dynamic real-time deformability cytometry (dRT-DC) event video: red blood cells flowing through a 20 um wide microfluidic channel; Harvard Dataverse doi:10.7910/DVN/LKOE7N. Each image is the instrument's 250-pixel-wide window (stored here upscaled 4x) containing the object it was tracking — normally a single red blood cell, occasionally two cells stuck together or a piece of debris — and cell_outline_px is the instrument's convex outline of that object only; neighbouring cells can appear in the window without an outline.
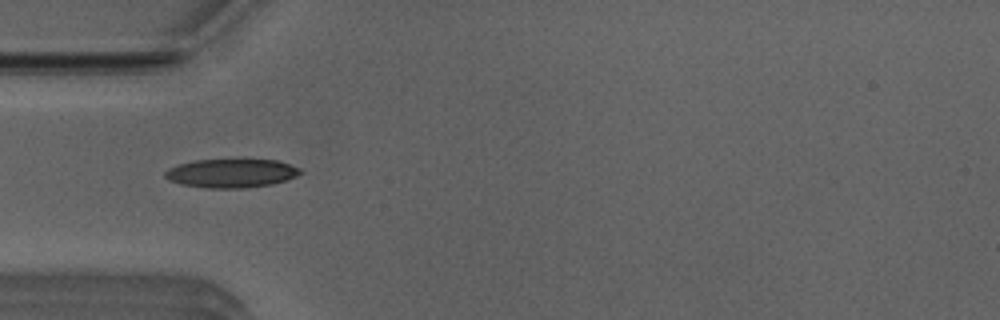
{"species": "Egyptian fruit bat (a non-hibernating species)", "species_latin": "Rousettus aegyptiacus", "temperature_condition": "room temperature", "stored_images_in_passage": 37, "camera_frame_rate_fps": 3000, "um_per_image_px": 0.085, "animal": {"sex": "male"}, "frame": {"image": 1, "passage_image": 1, "time_ms": 0.0, "image_size_px": [1000, 320], "cell_outline_px": [[304, 172], [296, 176], [272, 184], [244, 188], [204, 188], [180, 184], [168, 180], [164, 176], [164, 172], [168, 168], [176, 164], [196, 160], [276, 160], [300, 168]], "centroid_in_image_um": [19.61, 14.73], "position_along_channel_um": 65.4, "area_um2": 22.66}}
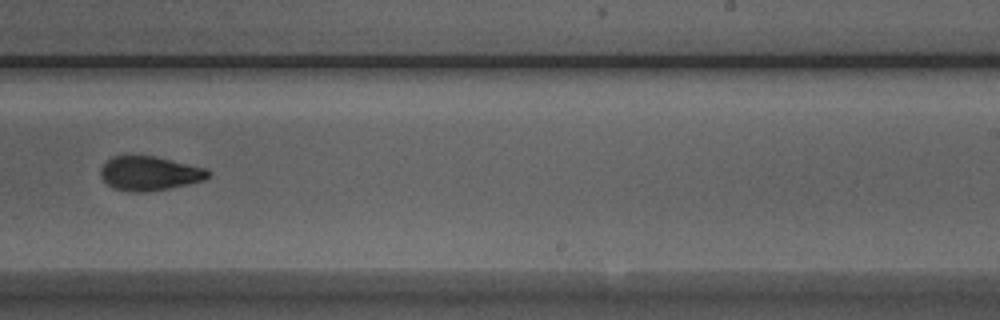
{"frame": {"image": 2, "passage_image": 17, "time_ms": 5.333, "image_size_px": [1000, 320], "cell_outline_px": [[212, 172], [204, 180], [188, 184], [168, 188], [144, 192], [128, 192], [112, 188], [100, 176], [100, 168], [112, 156], [156, 156], [204, 168]], "centroid_in_image_um": [12.68, 14.74], "position_along_channel_um": 276.3, "area_um2": 21.33}}
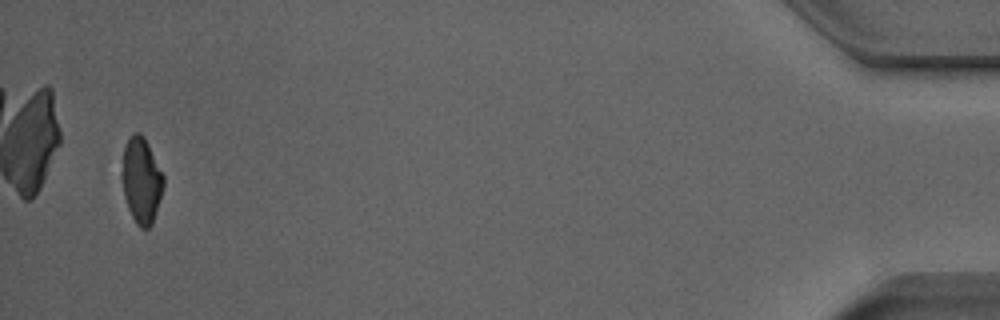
{"frame": {"image": 3, "passage_image": 35, "time_ms": 11.333, "image_size_px": [1000, 320], "cell_outline_px": [[164, 184], [152, 224], [148, 228], [140, 228], [136, 224], [128, 208], [124, 196], [120, 176], [124, 148], [128, 140], [136, 132], [140, 132], [144, 136], [164, 176]], "centroid_in_image_um": [11.99, 15.34], "position_along_channel_um": 423.2, "area_um2": 20.69}, "authors_computed_cell_mechanics": {"area_um2": 21.5594, "velocity_mm_per_s": 3.9537, "shape_relaxation_time_tau1_ms": 4.7943, "shape_relaxation_time_tau2_ms": 2.5334, "deformation_change_tau1": 0.1645, "deformation_change_tau2": 0.0805}}